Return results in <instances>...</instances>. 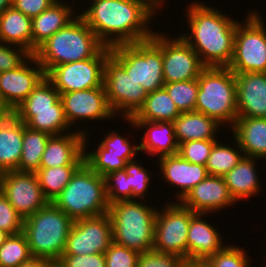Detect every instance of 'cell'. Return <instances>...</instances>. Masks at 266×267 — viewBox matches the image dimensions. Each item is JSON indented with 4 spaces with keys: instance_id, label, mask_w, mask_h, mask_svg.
<instances>
[{
    "instance_id": "cell-27",
    "label": "cell",
    "mask_w": 266,
    "mask_h": 267,
    "mask_svg": "<svg viewBox=\"0 0 266 267\" xmlns=\"http://www.w3.org/2000/svg\"><path fill=\"white\" fill-rule=\"evenodd\" d=\"M22 143L23 122L8 112L0 120V173L18 169Z\"/></svg>"
},
{
    "instance_id": "cell-50",
    "label": "cell",
    "mask_w": 266,
    "mask_h": 267,
    "mask_svg": "<svg viewBox=\"0 0 266 267\" xmlns=\"http://www.w3.org/2000/svg\"><path fill=\"white\" fill-rule=\"evenodd\" d=\"M50 261L44 258L32 257L30 260L23 262L19 267H46Z\"/></svg>"
},
{
    "instance_id": "cell-3",
    "label": "cell",
    "mask_w": 266,
    "mask_h": 267,
    "mask_svg": "<svg viewBox=\"0 0 266 267\" xmlns=\"http://www.w3.org/2000/svg\"><path fill=\"white\" fill-rule=\"evenodd\" d=\"M104 47L78 14L66 27L43 42L34 56L46 74L52 67L94 58Z\"/></svg>"
},
{
    "instance_id": "cell-31",
    "label": "cell",
    "mask_w": 266,
    "mask_h": 267,
    "mask_svg": "<svg viewBox=\"0 0 266 267\" xmlns=\"http://www.w3.org/2000/svg\"><path fill=\"white\" fill-rule=\"evenodd\" d=\"M21 122L33 130L42 131L50 135H60L72 132L63 109L61 99L55 103V110L44 111H13ZM70 129V130H69Z\"/></svg>"
},
{
    "instance_id": "cell-45",
    "label": "cell",
    "mask_w": 266,
    "mask_h": 267,
    "mask_svg": "<svg viewBox=\"0 0 266 267\" xmlns=\"http://www.w3.org/2000/svg\"><path fill=\"white\" fill-rule=\"evenodd\" d=\"M31 56L32 54L22 47L0 42V73L19 68Z\"/></svg>"
},
{
    "instance_id": "cell-53",
    "label": "cell",
    "mask_w": 266,
    "mask_h": 267,
    "mask_svg": "<svg viewBox=\"0 0 266 267\" xmlns=\"http://www.w3.org/2000/svg\"><path fill=\"white\" fill-rule=\"evenodd\" d=\"M46 267H63L59 261H50Z\"/></svg>"
},
{
    "instance_id": "cell-30",
    "label": "cell",
    "mask_w": 266,
    "mask_h": 267,
    "mask_svg": "<svg viewBox=\"0 0 266 267\" xmlns=\"http://www.w3.org/2000/svg\"><path fill=\"white\" fill-rule=\"evenodd\" d=\"M32 18L13 6L0 14V42L15 45L32 54Z\"/></svg>"
},
{
    "instance_id": "cell-41",
    "label": "cell",
    "mask_w": 266,
    "mask_h": 267,
    "mask_svg": "<svg viewBox=\"0 0 266 267\" xmlns=\"http://www.w3.org/2000/svg\"><path fill=\"white\" fill-rule=\"evenodd\" d=\"M125 171L129 175V182L132 189V200H141L144 202L146 191L150 187L151 171H147L138 160L128 161L125 165ZM150 174V175H149Z\"/></svg>"
},
{
    "instance_id": "cell-25",
    "label": "cell",
    "mask_w": 266,
    "mask_h": 267,
    "mask_svg": "<svg viewBox=\"0 0 266 267\" xmlns=\"http://www.w3.org/2000/svg\"><path fill=\"white\" fill-rule=\"evenodd\" d=\"M72 7L66 4V1L57 0L38 16L32 18V55L43 42L77 17Z\"/></svg>"
},
{
    "instance_id": "cell-7",
    "label": "cell",
    "mask_w": 266,
    "mask_h": 267,
    "mask_svg": "<svg viewBox=\"0 0 266 267\" xmlns=\"http://www.w3.org/2000/svg\"><path fill=\"white\" fill-rule=\"evenodd\" d=\"M198 86L195 111L231 128L238 118L235 73L228 67H206Z\"/></svg>"
},
{
    "instance_id": "cell-33",
    "label": "cell",
    "mask_w": 266,
    "mask_h": 267,
    "mask_svg": "<svg viewBox=\"0 0 266 267\" xmlns=\"http://www.w3.org/2000/svg\"><path fill=\"white\" fill-rule=\"evenodd\" d=\"M51 135L28 128L23 123L22 155L17 171L36 173L40 169L42 155Z\"/></svg>"
},
{
    "instance_id": "cell-54",
    "label": "cell",
    "mask_w": 266,
    "mask_h": 267,
    "mask_svg": "<svg viewBox=\"0 0 266 267\" xmlns=\"http://www.w3.org/2000/svg\"><path fill=\"white\" fill-rule=\"evenodd\" d=\"M8 111L0 103V120L5 116Z\"/></svg>"
},
{
    "instance_id": "cell-49",
    "label": "cell",
    "mask_w": 266,
    "mask_h": 267,
    "mask_svg": "<svg viewBox=\"0 0 266 267\" xmlns=\"http://www.w3.org/2000/svg\"><path fill=\"white\" fill-rule=\"evenodd\" d=\"M181 267H212L207 259L203 258H186Z\"/></svg>"
},
{
    "instance_id": "cell-36",
    "label": "cell",
    "mask_w": 266,
    "mask_h": 267,
    "mask_svg": "<svg viewBox=\"0 0 266 267\" xmlns=\"http://www.w3.org/2000/svg\"><path fill=\"white\" fill-rule=\"evenodd\" d=\"M59 99L60 93L58 90L44 77L14 111L55 110V103Z\"/></svg>"
},
{
    "instance_id": "cell-26",
    "label": "cell",
    "mask_w": 266,
    "mask_h": 267,
    "mask_svg": "<svg viewBox=\"0 0 266 267\" xmlns=\"http://www.w3.org/2000/svg\"><path fill=\"white\" fill-rule=\"evenodd\" d=\"M244 156L266 159V118L238 117L231 127Z\"/></svg>"
},
{
    "instance_id": "cell-32",
    "label": "cell",
    "mask_w": 266,
    "mask_h": 267,
    "mask_svg": "<svg viewBox=\"0 0 266 267\" xmlns=\"http://www.w3.org/2000/svg\"><path fill=\"white\" fill-rule=\"evenodd\" d=\"M181 112L164 88L148 93L132 121L173 122Z\"/></svg>"
},
{
    "instance_id": "cell-39",
    "label": "cell",
    "mask_w": 266,
    "mask_h": 267,
    "mask_svg": "<svg viewBox=\"0 0 266 267\" xmlns=\"http://www.w3.org/2000/svg\"><path fill=\"white\" fill-rule=\"evenodd\" d=\"M104 179L109 205L119 201L132 200L129 175L125 169L110 172L104 176Z\"/></svg>"
},
{
    "instance_id": "cell-11",
    "label": "cell",
    "mask_w": 266,
    "mask_h": 267,
    "mask_svg": "<svg viewBox=\"0 0 266 267\" xmlns=\"http://www.w3.org/2000/svg\"><path fill=\"white\" fill-rule=\"evenodd\" d=\"M165 204L156 214L153 250L186 259L187 234L195 213L177 200Z\"/></svg>"
},
{
    "instance_id": "cell-8",
    "label": "cell",
    "mask_w": 266,
    "mask_h": 267,
    "mask_svg": "<svg viewBox=\"0 0 266 267\" xmlns=\"http://www.w3.org/2000/svg\"><path fill=\"white\" fill-rule=\"evenodd\" d=\"M110 54L147 93L163 88L162 33L151 39L110 48Z\"/></svg>"
},
{
    "instance_id": "cell-37",
    "label": "cell",
    "mask_w": 266,
    "mask_h": 267,
    "mask_svg": "<svg viewBox=\"0 0 266 267\" xmlns=\"http://www.w3.org/2000/svg\"><path fill=\"white\" fill-rule=\"evenodd\" d=\"M30 247L23 232L8 235L0 246V267H19L32 258Z\"/></svg>"
},
{
    "instance_id": "cell-17",
    "label": "cell",
    "mask_w": 266,
    "mask_h": 267,
    "mask_svg": "<svg viewBox=\"0 0 266 267\" xmlns=\"http://www.w3.org/2000/svg\"><path fill=\"white\" fill-rule=\"evenodd\" d=\"M65 118L70 127L76 121L109 120L115 118L104 86L60 94Z\"/></svg>"
},
{
    "instance_id": "cell-22",
    "label": "cell",
    "mask_w": 266,
    "mask_h": 267,
    "mask_svg": "<svg viewBox=\"0 0 266 267\" xmlns=\"http://www.w3.org/2000/svg\"><path fill=\"white\" fill-rule=\"evenodd\" d=\"M158 161L165 183L172 187H180L176 192L178 202L208 176L206 166L190 163L178 153L159 157Z\"/></svg>"
},
{
    "instance_id": "cell-42",
    "label": "cell",
    "mask_w": 266,
    "mask_h": 267,
    "mask_svg": "<svg viewBox=\"0 0 266 267\" xmlns=\"http://www.w3.org/2000/svg\"><path fill=\"white\" fill-rule=\"evenodd\" d=\"M218 140H192L178 145V154L190 163L204 165Z\"/></svg>"
},
{
    "instance_id": "cell-14",
    "label": "cell",
    "mask_w": 266,
    "mask_h": 267,
    "mask_svg": "<svg viewBox=\"0 0 266 267\" xmlns=\"http://www.w3.org/2000/svg\"><path fill=\"white\" fill-rule=\"evenodd\" d=\"M0 190L23 219L49 203L33 172L10 170L0 173Z\"/></svg>"
},
{
    "instance_id": "cell-28",
    "label": "cell",
    "mask_w": 266,
    "mask_h": 267,
    "mask_svg": "<svg viewBox=\"0 0 266 267\" xmlns=\"http://www.w3.org/2000/svg\"><path fill=\"white\" fill-rule=\"evenodd\" d=\"M256 161L257 158L243 156L238 164L223 176L235 202L246 200L253 195L256 197L260 193L261 183L255 168Z\"/></svg>"
},
{
    "instance_id": "cell-6",
    "label": "cell",
    "mask_w": 266,
    "mask_h": 267,
    "mask_svg": "<svg viewBox=\"0 0 266 267\" xmlns=\"http://www.w3.org/2000/svg\"><path fill=\"white\" fill-rule=\"evenodd\" d=\"M73 223L74 220L52 202L24 219L22 232L32 256L58 261Z\"/></svg>"
},
{
    "instance_id": "cell-43",
    "label": "cell",
    "mask_w": 266,
    "mask_h": 267,
    "mask_svg": "<svg viewBox=\"0 0 266 267\" xmlns=\"http://www.w3.org/2000/svg\"><path fill=\"white\" fill-rule=\"evenodd\" d=\"M104 254L106 267H137L140 253L112 242Z\"/></svg>"
},
{
    "instance_id": "cell-48",
    "label": "cell",
    "mask_w": 266,
    "mask_h": 267,
    "mask_svg": "<svg viewBox=\"0 0 266 267\" xmlns=\"http://www.w3.org/2000/svg\"><path fill=\"white\" fill-rule=\"evenodd\" d=\"M57 0H13L12 6L26 16H38Z\"/></svg>"
},
{
    "instance_id": "cell-21",
    "label": "cell",
    "mask_w": 266,
    "mask_h": 267,
    "mask_svg": "<svg viewBox=\"0 0 266 267\" xmlns=\"http://www.w3.org/2000/svg\"><path fill=\"white\" fill-rule=\"evenodd\" d=\"M238 117L266 118V73H235Z\"/></svg>"
},
{
    "instance_id": "cell-46",
    "label": "cell",
    "mask_w": 266,
    "mask_h": 267,
    "mask_svg": "<svg viewBox=\"0 0 266 267\" xmlns=\"http://www.w3.org/2000/svg\"><path fill=\"white\" fill-rule=\"evenodd\" d=\"M184 259L154 250L139 254L137 267H181Z\"/></svg>"
},
{
    "instance_id": "cell-10",
    "label": "cell",
    "mask_w": 266,
    "mask_h": 267,
    "mask_svg": "<svg viewBox=\"0 0 266 267\" xmlns=\"http://www.w3.org/2000/svg\"><path fill=\"white\" fill-rule=\"evenodd\" d=\"M103 85L113 114H121L122 120L131 118L148 95L140 83L131 78L111 54L105 61Z\"/></svg>"
},
{
    "instance_id": "cell-24",
    "label": "cell",
    "mask_w": 266,
    "mask_h": 267,
    "mask_svg": "<svg viewBox=\"0 0 266 267\" xmlns=\"http://www.w3.org/2000/svg\"><path fill=\"white\" fill-rule=\"evenodd\" d=\"M204 215L195 213L191 217L187 234V258L206 259L226 245L217 228L204 220Z\"/></svg>"
},
{
    "instance_id": "cell-5",
    "label": "cell",
    "mask_w": 266,
    "mask_h": 267,
    "mask_svg": "<svg viewBox=\"0 0 266 267\" xmlns=\"http://www.w3.org/2000/svg\"><path fill=\"white\" fill-rule=\"evenodd\" d=\"M158 208L141 200L119 201L109 206L113 242L139 253L153 250Z\"/></svg>"
},
{
    "instance_id": "cell-40",
    "label": "cell",
    "mask_w": 266,
    "mask_h": 267,
    "mask_svg": "<svg viewBox=\"0 0 266 267\" xmlns=\"http://www.w3.org/2000/svg\"><path fill=\"white\" fill-rule=\"evenodd\" d=\"M247 254L243 248L227 244L206 259L212 267H251Z\"/></svg>"
},
{
    "instance_id": "cell-19",
    "label": "cell",
    "mask_w": 266,
    "mask_h": 267,
    "mask_svg": "<svg viewBox=\"0 0 266 267\" xmlns=\"http://www.w3.org/2000/svg\"><path fill=\"white\" fill-rule=\"evenodd\" d=\"M180 203L194 213H216L236 202L229 193L223 176L208 175L193 187ZM208 213V214H207Z\"/></svg>"
},
{
    "instance_id": "cell-20",
    "label": "cell",
    "mask_w": 266,
    "mask_h": 267,
    "mask_svg": "<svg viewBox=\"0 0 266 267\" xmlns=\"http://www.w3.org/2000/svg\"><path fill=\"white\" fill-rule=\"evenodd\" d=\"M77 130V131H76ZM66 134L51 135L42 155L40 168L81 166L84 163V139L89 130L76 129Z\"/></svg>"
},
{
    "instance_id": "cell-9",
    "label": "cell",
    "mask_w": 266,
    "mask_h": 267,
    "mask_svg": "<svg viewBox=\"0 0 266 267\" xmlns=\"http://www.w3.org/2000/svg\"><path fill=\"white\" fill-rule=\"evenodd\" d=\"M249 11L246 20L238 22L232 60L228 68L234 73H266V27L263 17Z\"/></svg>"
},
{
    "instance_id": "cell-51",
    "label": "cell",
    "mask_w": 266,
    "mask_h": 267,
    "mask_svg": "<svg viewBox=\"0 0 266 267\" xmlns=\"http://www.w3.org/2000/svg\"><path fill=\"white\" fill-rule=\"evenodd\" d=\"M13 0H0V14L9 7H12Z\"/></svg>"
},
{
    "instance_id": "cell-13",
    "label": "cell",
    "mask_w": 266,
    "mask_h": 267,
    "mask_svg": "<svg viewBox=\"0 0 266 267\" xmlns=\"http://www.w3.org/2000/svg\"><path fill=\"white\" fill-rule=\"evenodd\" d=\"M113 242L112 222L108 213L74 220L62 255L105 253Z\"/></svg>"
},
{
    "instance_id": "cell-18",
    "label": "cell",
    "mask_w": 266,
    "mask_h": 267,
    "mask_svg": "<svg viewBox=\"0 0 266 267\" xmlns=\"http://www.w3.org/2000/svg\"><path fill=\"white\" fill-rule=\"evenodd\" d=\"M44 77L43 67L38 63L34 55L19 68L0 73L1 105L8 112H13Z\"/></svg>"
},
{
    "instance_id": "cell-38",
    "label": "cell",
    "mask_w": 266,
    "mask_h": 267,
    "mask_svg": "<svg viewBox=\"0 0 266 267\" xmlns=\"http://www.w3.org/2000/svg\"><path fill=\"white\" fill-rule=\"evenodd\" d=\"M163 88L181 113L195 111L199 90L198 79L165 83Z\"/></svg>"
},
{
    "instance_id": "cell-47",
    "label": "cell",
    "mask_w": 266,
    "mask_h": 267,
    "mask_svg": "<svg viewBox=\"0 0 266 267\" xmlns=\"http://www.w3.org/2000/svg\"><path fill=\"white\" fill-rule=\"evenodd\" d=\"M63 267H106L105 254L61 255L58 259Z\"/></svg>"
},
{
    "instance_id": "cell-4",
    "label": "cell",
    "mask_w": 266,
    "mask_h": 267,
    "mask_svg": "<svg viewBox=\"0 0 266 267\" xmlns=\"http://www.w3.org/2000/svg\"><path fill=\"white\" fill-rule=\"evenodd\" d=\"M52 203L73 220L104 215L110 206L105 179L84 162Z\"/></svg>"
},
{
    "instance_id": "cell-12",
    "label": "cell",
    "mask_w": 266,
    "mask_h": 267,
    "mask_svg": "<svg viewBox=\"0 0 266 267\" xmlns=\"http://www.w3.org/2000/svg\"><path fill=\"white\" fill-rule=\"evenodd\" d=\"M110 47L105 46L94 58L52 67L45 77L60 94L104 86V68Z\"/></svg>"
},
{
    "instance_id": "cell-44",
    "label": "cell",
    "mask_w": 266,
    "mask_h": 267,
    "mask_svg": "<svg viewBox=\"0 0 266 267\" xmlns=\"http://www.w3.org/2000/svg\"><path fill=\"white\" fill-rule=\"evenodd\" d=\"M24 219L18 214L0 190V230L8 235L23 231Z\"/></svg>"
},
{
    "instance_id": "cell-35",
    "label": "cell",
    "mask_w": 266,
    "mask_h": 267,
    "mask_svg": "<svg viewBox=\"0 0 266 267\" xmlns=\"http://www.w3.org/2000/svg\"><path fill=\"white\" fill-rule=\"evenodd\" d=\"M79 167L80 166H58L40 168L36 172L43 194L49 202H53L63 191L70 182L72 175Z\"/></svg>"
},
{
    "instance_id": "cell-2",
    "label": "cell",
    "mask_w": 266,
    "mask_h": 267,
    "mask_svg": "<svg viewBox=\"0 0 266 267\" xmlns=\"http://www.w3.org/2000/svg\"><path fill=\"white\" fill-rule=\"evenodd\" d=\"M187 7L185 16L190 30L180 36L198 54L206 67H228L233 56L235 31L239 21L233 20L216 7L197 0Z\"/></svg>"
},
{
    "instance_id": "cell-52",
    "label": "cell",
    "mask_w": 266,
    "mask_h": 267,
    "mask_svg": "<svg viewBox=\"0 0 266 267\" xmlns=\"http://www.w3.org/2000/svg\"><path fill=\"white\" fill-rule=\"evenodd\" d=\"M8 234L4 231L0 230V246L4 243L5 239L7 238Z\"/></svg>"
},
{
    "instance_id": "cell-16",
    "label": "cell",
    "mask_w": 266,
    "mask_h": 267,
    "mask_svg": "<svg viewBox=\"0 0 266 267\" xmlns=\"http://www.w3.org/2000/svg\"><path fill=\"white\" fill-rule=\"evenodd\" d=\"M162 32V60L164 82L198 79L206 66L198 54L180 36L172 39Z\"/></svg>"
},
{
    "instance_id": "cell-29",
    "label": "cell",
    "mask_w": 266,
    "mask_h": 267,
    "mask_svg": "<svg viewBox=\"0 0 266 267\" xmlns=\"http://www.w3.org/2000/svg\"><path fill=\"white\" fill-rule=\"evenodd\" d=\"M173 124L178 145L192 140H218L215 135L222 126L214 118L196 111L181 113Z\"/></svg>"
},
{
    "instance_id": "cell-15",
    "label": "cell",
    "mask_w": 266,
    "mask_h": 267,
    "mask_svg": "<svg viewBox=\"0 0 266 267\" xmlns=\"http://www.w3.org/2000/svg\"><path fill=\"white\" fill-rule=\"evenodd\" d=\"M116 131H110L108 135L97 145V149L91 152L86 150L89 135L84 139V162L96 173L105 176L110 172L124 169L128 161L134 160L139 145H131L130 141ZM129 141V142H128ZM87 143V144H86ZM89 151V152H88Z\"/></svg>"
},
{
    "instance_id": "cell-34",
    "label": "cell",
    "mask_w": 266,
    "mask_h": 267,
    "mask_svg": "<svg viewBox=\"0 0 266 267\" xmlns=\"http://www.w3.org/2000/svg\"><path fill=\"white\" fill-rule=\"evenodd\" d=\"M233 143L237 150L220 141L214 143L205 164L208 175L224 176L242 159L244 154L235 138Z\"/></svg>"
},
{
    "instance_id": "cell-23",
    "label": "cell",
    "mask_w": 266,
    "mask_h": 267,
    "mask_svg": "<svg viewBox=\"0 0 266 267\" xmlns=\"http://www.w3.org/2000/svg\"><path fill=\"white\" fill-rule=\"evenodd\" d=\"M134 129H143L141 137L142 142L139 144L140 152H145L150 156L162 157L178 153V143L175 138L173 122H148L126 120ZM148 127V128H147ZM147 131H146V130Z\"/></svg>"
},
{
    "instance_id": "cell-1",
    "label": "cell",
    "mask_w": 266,
    "mask_h": 267,
    "mask_svg": "<svg viewBox=\"0 0 266 267\" xmlns=\"http://www.w3.org/2000/svg\"><path fill=\"white\" fill-rule=\"evenodd\" d=\"M79 15L107 47L151 39V17L164 6L162 0H87ZM162 5V6H161ZM156 11V12H155Z\"/></svg>"
}]
</instances>
